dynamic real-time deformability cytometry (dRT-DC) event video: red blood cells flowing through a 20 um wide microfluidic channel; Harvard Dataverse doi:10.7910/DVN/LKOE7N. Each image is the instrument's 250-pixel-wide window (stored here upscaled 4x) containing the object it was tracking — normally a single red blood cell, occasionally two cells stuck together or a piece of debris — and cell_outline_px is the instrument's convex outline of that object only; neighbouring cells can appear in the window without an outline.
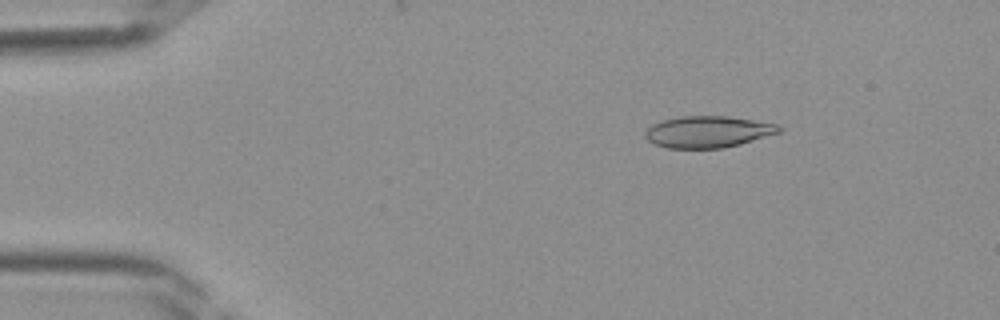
{"species": "Egyptian fruit bat (a non-hibernating species)", "species_latin": "Rousettus aegyptiacus", "temperature_condition": "room temperature", "stored_images_in_passage": 40, "camera_frame_rate_fps": 3000, "um_per_image_px": 0.085, "frame": {"image": 1, "passage_image": 6, "time_ms": 1.667, "image_size_px": [1000, 320], "cell_outline_px": [[784, 128], [780, 132], [740, 144], [724, 148], [668, 148], [652, 144], [644, 136], [644, 132], [652, 124], [664, 120], [680, 116], [728, 116], [780, 124]], "centroid_in_image_um": [60.18, 11.2], "position_along_channel_um": 24.8, "area_um2": 24.8}}
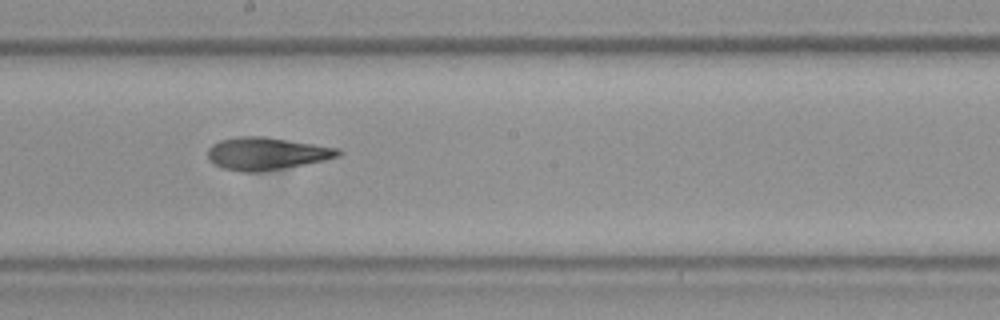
{"frame": {"image": 2, "passage_image": 22, "time_ms": 7.0, "image_size_px": [1000, 320], "cell_outline_px": [[344, 152], [340, 156], [324, 160], [304, 164], [260, 172], [240, 172], [220, 168], [212, 164], [208, 160], [208, 148], [212, 144], [220, 140], [236, 136], [264, 136], [340, 148]], "centroid_in_image_um": [22.62, 13.05], "position_along_channel_um": 225.6, "area_um2": 25.03}}
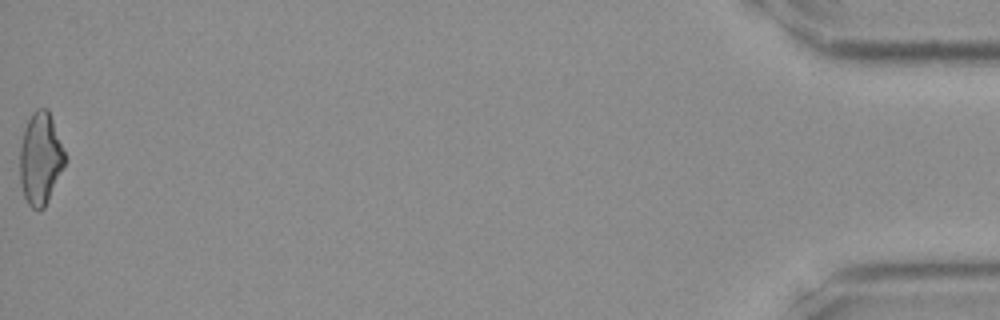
{"frame": {"image": 3, "passage_image": 40, "time_ms": 13.0, "image_size_px": [1000, 320], "cell_outline_px": [[68, 160], [44, 208], [40, 212], [32, 208], [28, 204], [24, 196], [20, 184], [20, 148], [24, 128], [32, 112], [36, 108], [48, 108], [68, 156]], "centroid_in_image_um": [3.47, 13.48], "position_along_channel_um": 431.7, "area_um2": 24.8}}